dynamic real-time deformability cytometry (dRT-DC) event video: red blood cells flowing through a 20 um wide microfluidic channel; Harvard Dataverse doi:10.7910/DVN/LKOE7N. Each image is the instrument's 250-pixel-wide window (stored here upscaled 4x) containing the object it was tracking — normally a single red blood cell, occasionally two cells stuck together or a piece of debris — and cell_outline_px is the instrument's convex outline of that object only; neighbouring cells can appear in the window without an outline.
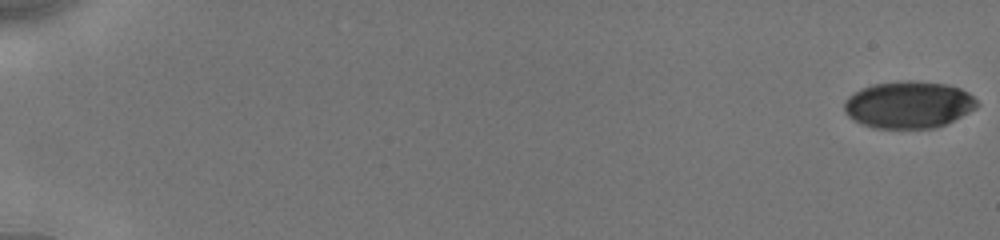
{"species": "human", "species_latin": "Homo sapiens", "temperature_condition": "cold", "stored_images_in_passage": 30, "camera_frame_rate_fps": 3000, "um_per_image_px": 0.085, "donor": {"sex": "male"}, "frame": {"image": 1, "passage_image": 1, "time_ms": 0.0, "image_size_px": [1000, 240], "cell_outline_px": [[980, 104], [976, 108], [936, 128], [872, 128], [860, 124], [848, 116], [844, 112], [844, 100], [848, 96], [872, 84], [896, 80], [916, 80], [948, 84], [960, 88], [968, 92]], "centroid_in_image_um": [77.21, 8.89], "position_along_channel_um": 7.8, "area_um2": 36.65}}
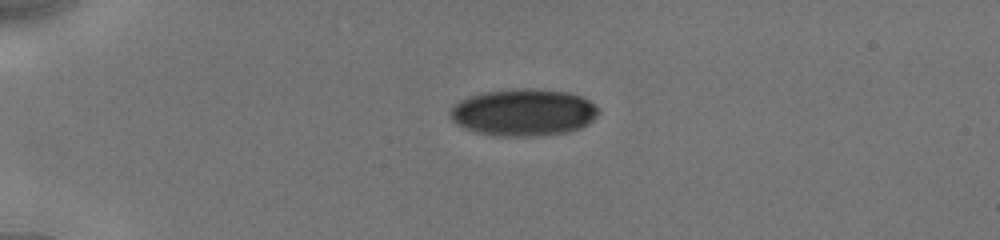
{"frame": {"image": 2, "passage_image": 20, "time_ms": 4.667, "image_size_px": [1000, 240], "cell_outline_px": [[600, 112], [588, 124], [580, 128], [568, 132], [536, 136], [492, 136], [472, 132], [456, 124], [452, 120], [448, 112], [460, 100], [472, 96], [488, 92], [520, 88], [532, 88], [568, 92], [580, 96], [596, 104], [600, 108]], "centroid_in_image_um": [44.51, 9.57], "position_along_channel_um": 40.5, "area_um2": 40.86}}
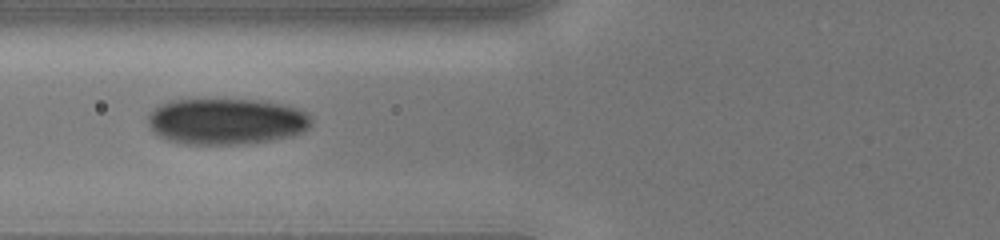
{"frame": {"image": 3, "passage_image": 29, "time_ms": 7.667, "image_size_px": [1000, 240], "cell_outline_px": [[312, 120], [308, 128], [292, 136], [276, 140], [244, 144], [184, 144], [168, 140], [160, 136], [148, 124], [148, 116], [152, 108], [160, 104], [172, 100], [260, 100], [284, 104], [308, 112]], "centroid_in_image_um": [19.26, 10.32], "position_along_channel_um": 106.5, "area_um2": 44.16}}